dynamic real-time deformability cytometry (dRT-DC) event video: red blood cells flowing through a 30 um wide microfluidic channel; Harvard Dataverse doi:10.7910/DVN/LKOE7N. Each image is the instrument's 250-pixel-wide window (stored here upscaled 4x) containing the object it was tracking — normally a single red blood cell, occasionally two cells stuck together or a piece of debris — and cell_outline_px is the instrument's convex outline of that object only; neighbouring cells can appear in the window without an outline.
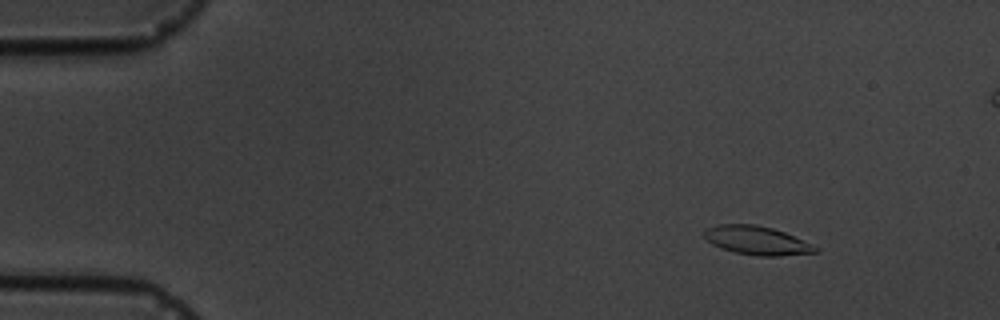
{"species": "common noctule bat (a hibernating species)", "species_latin": "Nyctalus noctula", "temperature_condition": "cold", "stored_images_in_passage": 6, "camera_frame_rate_fps": 3000, "um_per_image_px": 0.085, "animal": {"sex": "male", "body_mass_g": 19.5, "forearm_length_mm": 54.6}, "frame": {"image": 1, "passage_image": 2, "time_ms": 1.333, "image_size_px": [1000, 320], "cell_outline_px": [[820, 248], [816, 252], [780, 256], [756, 256], [736, 252], [720, 248], [712, 244], [704, 236], [704, 228], [716, 224], [752, 224], [772, 228], [784, 232]], "centroid_in_image_um": [64.29, 20.43], "position_along_channel_um": 20.7, "area_um2": 18.5}}